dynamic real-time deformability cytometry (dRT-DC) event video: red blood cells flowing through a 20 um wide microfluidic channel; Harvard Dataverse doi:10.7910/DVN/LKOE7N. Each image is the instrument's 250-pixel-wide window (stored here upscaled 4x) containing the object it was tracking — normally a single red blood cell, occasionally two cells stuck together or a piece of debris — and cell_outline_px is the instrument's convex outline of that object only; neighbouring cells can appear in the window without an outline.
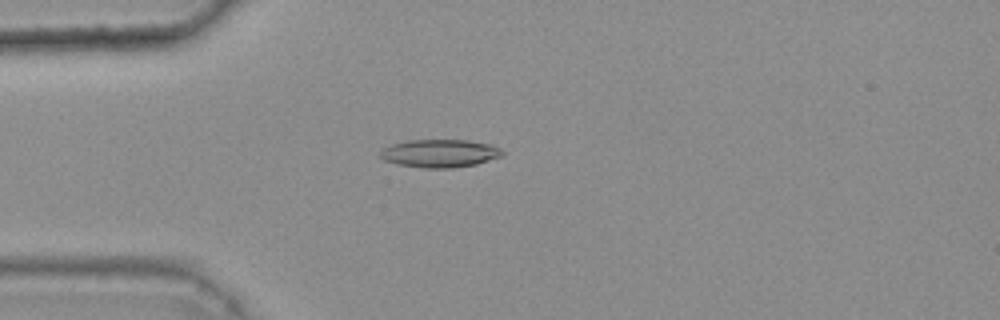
{"species": "common noctule bat (a hibernating species)", "species_latin": "Nyctalus noctula", "temperature_condition": "warm", "stored_images_in_passage": 45, "camera_frame_rate_fps": 3000, "um_per_image_px": 0.085, "animal": {"sex": "female", "body_mass_g": 25.1}, "frame": {"image": 1, "passage_image": 13, "time_ms": 4.0, "image_size_px": [1000, 320], "cell_outline_px": [[504, 152], [500, 156], [476, 164], [452, 168], [428, 168], [396, 164], [384, 160], [380, 156], [380, 152], [384, 148], [392, 144], [408, 140], [468, 140], [492, 144], [500, 148]], "centroid_in_image_um": [37.39, 13.03], "position_along_channel_um": 47.6, "area_um2": 19.83}}
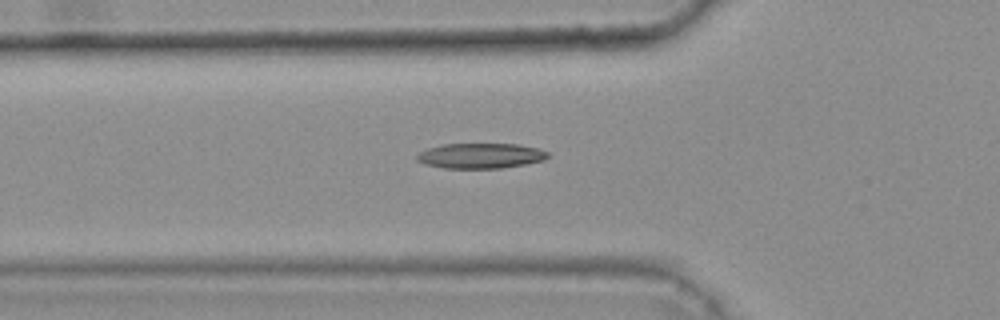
{"frame": {"image": 2, "passage_image": 17, "time_ms": 5.333, "image_size_px": [1000, 320], "cell_outline_px": [[548, 156], [544, 160], [524, 164], [500, 168], [444, 168], [424, 164], [416, 160], [416, 156], [420, 152], [428, 148], [440, 144], [516, 144], [536, 148], [548, 152]], "centroid_in_image_um": [40.8, 13.24], "position_along_channel_um": 85.0, "area_um2": 19.13}}
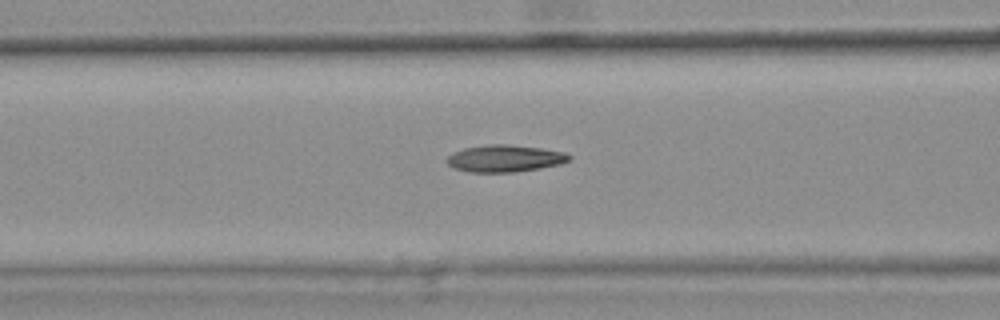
{"frame": {"image": 3, "passage_image": 20, "time_ms": 6.333, "image_size_px": [1000, 320], "cell_outline_px": [[572, 156], [568, 160], [560, 164], [540, 168], [512, 172], [472, 172], [456, 168], [448, 164], [444, 160], [452, 152], [464, 148], [488, 144], [508, 144], [540, 148], [564, 152]], "centroid_in_image_um": [42.88, 13.46], "position_along_channel_um": 123.7, "area_um2": 19.13}, "authors_computed_cell_mechanics": {"area_um2": 18.9006, "velocity_mm_per_s": 3.8268, "shape_relaxation_time_tau1_ms": null, "shape_relaxation_time_tau2_ms": 3.4768, "deformation_change_tau1": null, "deformation_change_tau2": 0.1297}}